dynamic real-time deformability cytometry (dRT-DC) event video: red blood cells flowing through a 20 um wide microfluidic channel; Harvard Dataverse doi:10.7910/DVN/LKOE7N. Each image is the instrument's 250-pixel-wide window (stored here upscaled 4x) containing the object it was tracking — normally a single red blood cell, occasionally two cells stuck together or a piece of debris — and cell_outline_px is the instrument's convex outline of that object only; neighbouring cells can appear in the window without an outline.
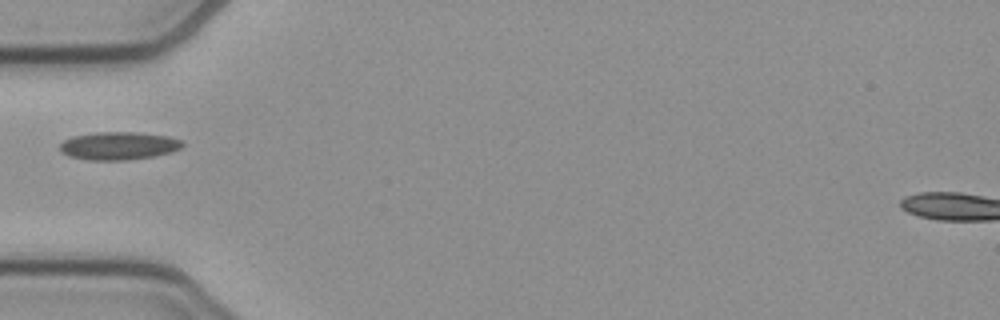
{"species": "common noctule bat (a hibernating species)", "species_latin": "Nyctalus noctula", "temperature_condition": "cold", "stored_images_in_passage": 36, "camera_frame_rate_fps": 3000, "um_per_image_px": 0.085, "animal": {"sex": "female", "body_mass_g": 21.9}, "frame": {"image": 1, "passage_image": 1, "time_ms": 0.0, "image_size_px": [1000, 320], "cell_outline_px": [[184, 144], [180, 148], [172, 152], [156, 156], [124, 160], [92, 160], [68, 156], [60, 152], [60, 144], [64, 140], [72, 136], [96, 132], [136, 132], [168, 136], [184, 140]], "centroid_in_image_um": [10.1, 12.39], "position_along_channel_um": 74.9, "area_um2": 20.11}}
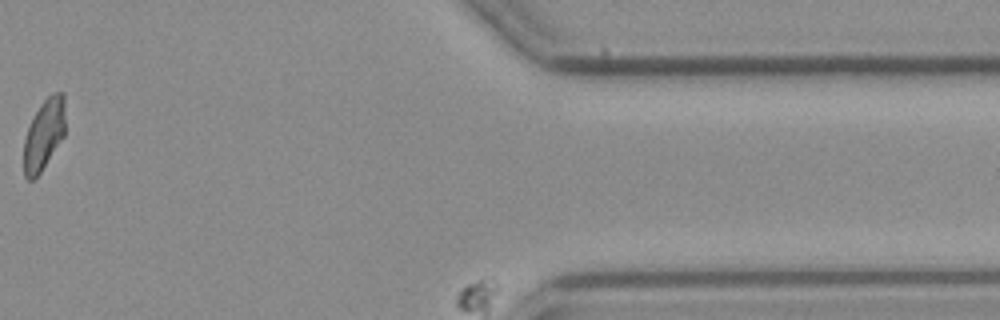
{"frame": {"image": 2, "passage_image": 31, "time_ms": 10.0, "image_size_px": [1000, 320], "cell_outline_px": [[64, 136], [40, 172], [32, 180], [28, 180], [24, 176], [24, 140], [28, 128], [40, 104], [52, 92], [64, 92]], "centroid_in_image_um": [3.73, 11.41], "position_along_channel_um": 407.7, "area_um2": 16.82}}